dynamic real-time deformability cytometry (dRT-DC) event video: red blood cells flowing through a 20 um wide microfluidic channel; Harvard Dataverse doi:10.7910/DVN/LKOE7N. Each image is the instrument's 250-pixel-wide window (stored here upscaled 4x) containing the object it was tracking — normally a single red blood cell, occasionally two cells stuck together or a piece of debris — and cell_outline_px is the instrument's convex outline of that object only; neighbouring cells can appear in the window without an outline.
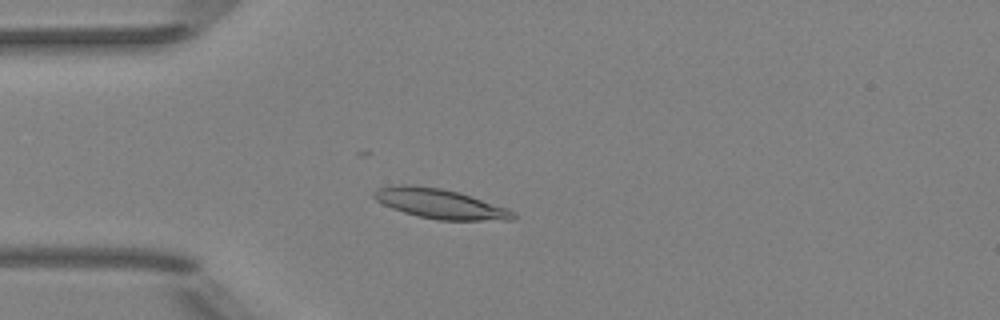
{"species": "Egyptian fruit bat (a non-hibernating species)", "species_latin": "Rousettus aegyptiacus", "temperature_condition": "room temperature", "stored_images_in_passage": 51, "camera_frame_rate_fps": 3000, "um_per_image_px": 0.085, "animal": {"sex": "female"}, "frame": {"image": 1, "passage_image": 13, "time_ms": 4.0, "image_size_px": [1000, 320], "cell_outline_px": [[516, 220], [436, 220], [404, 212], [392, 208], [376, 200], [372, 196], [372, 192], [380, 188], [400, 184], [408, 184], [440, 188], [460, 192], [508, 208], [516, 212]], "centroid_in_image_um": [37.45, 17.32], "position_along_channel_um": 47.5, "area_um2": 24.16}}
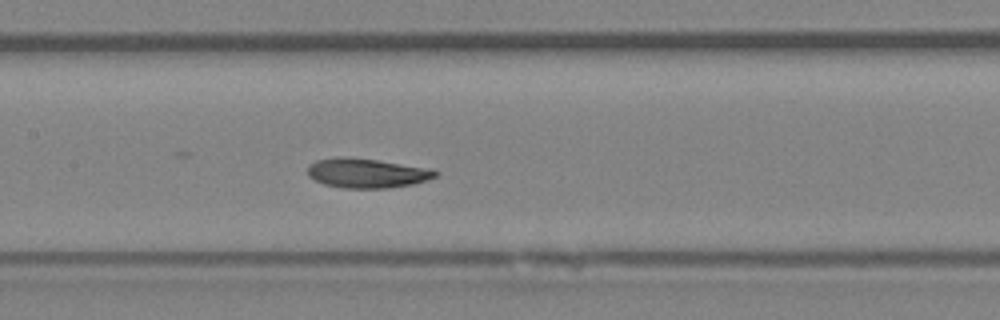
{"frame": {"image": 2, "passage_image": 24, "time_ms": 7.667, "image_size_px": [1000, 320], "cell_outline_px": [[440, 172], [436, 176], [428, 180], [412, 184], [388, 188], [344, 188], [324, 184], [308, 176], [308, 164], [316, 160], [340, 156], [376, 160], [432, 168]], "centroid_in_image_um": [31.2, 14.71], "position_along_channel_um": 176.2, "area_um2": 22.02}}
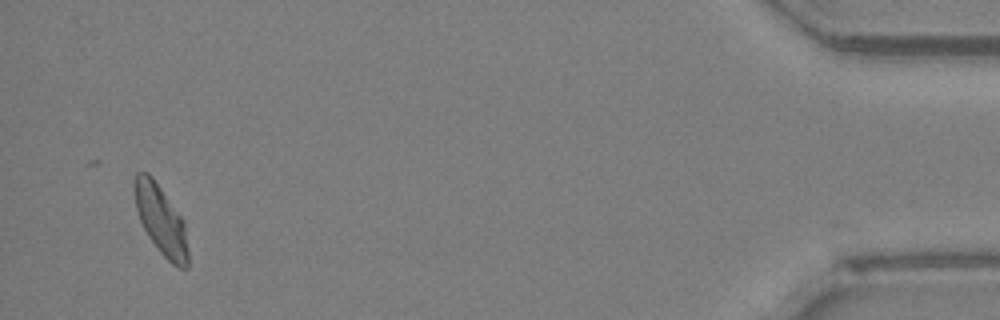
{"frame": {"image": 3, "passage_image": 49, "time_ms": 16.0, "image_size_px": [1000, 320], "cell_outline_px": [[188, 268], [180, 268], [172, 264], [160, 252], [148, 236], [140, 220], [136, 208], [132, 188], [132, 184], [136, 172], [148, 172], [152, 176], [180, 216], [184, 224], [188, 252]], "centroid_in_image_um": [13.64, 18.68], "position_along_channel_um": 421.6, "area_um2": 21.5}, "authors_computed_cell_mechanics": {"area_um2": 22.0218, "velocity_mm_per_s": 3.9183, "shape_relaxation_time_tau1_ms": 4.4299, "shape_relaxation_time_tau2_ms": 4.6974, "deformation_change_tau1": 0.1711, "deformation_change_tau2": 0.0898}}